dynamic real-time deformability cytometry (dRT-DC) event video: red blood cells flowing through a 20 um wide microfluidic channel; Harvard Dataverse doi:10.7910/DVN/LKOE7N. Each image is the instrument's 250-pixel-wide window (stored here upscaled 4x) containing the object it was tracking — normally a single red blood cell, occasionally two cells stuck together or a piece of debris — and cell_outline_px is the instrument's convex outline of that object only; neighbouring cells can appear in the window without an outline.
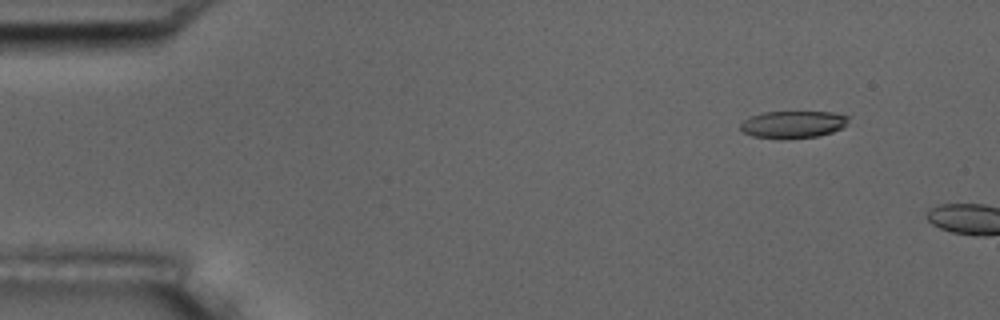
{"species": "common noctule bat (a hibernating species)", "species_latin": "Nyctalus noctula", "temperature_condition": "room temperature", "stored_images_in_passage": 2, "camera_frame_rate_fps": 3000, "um_per_image_px": 0.085, "animal": {"sex": "male", "body_mass_g": 17.5, "forearm_length_mm": 52.3}, "frame": {"image": 1, "passage_image": 1, "time_ms": 0.0, "image_size_px": [1000, 320], "cell_outline_px": [[848, 120], [840, 128], [832, 132], [820, 136], [780, 140], [752, 136], [744, 132], [740, 128], [740, 124], [744, 120], [752, 116], [764, 112], [832, 112], [848, 116]], "centroid_in_image_um": [67.37, 10.59], "position_along_channel_um": 17.6, "area_um2": 17.17}}